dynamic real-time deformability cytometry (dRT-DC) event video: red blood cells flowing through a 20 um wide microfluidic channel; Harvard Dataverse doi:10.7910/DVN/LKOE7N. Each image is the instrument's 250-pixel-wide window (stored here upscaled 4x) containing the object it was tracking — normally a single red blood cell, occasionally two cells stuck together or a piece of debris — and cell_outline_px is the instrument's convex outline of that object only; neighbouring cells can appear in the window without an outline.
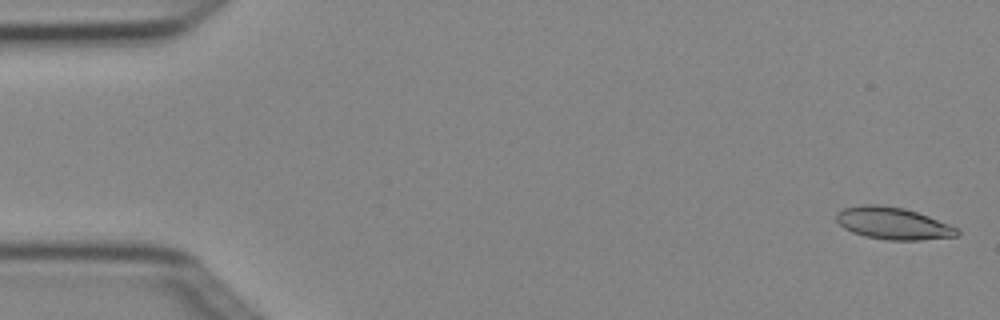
{"species": "Egyptian fruit bat (a non-hibernating species)", "species_latin": "Rousettus aegyptiacus", "temperature_condition": "cold", "stored_images_in_passage": 5, "segment_of_instrument_passage": [1, 2], "camera_frame_rate_fps": 3000, "um_per_image_px": 0.085, "animal": {"sex": "female"}, "frame": {"image": 1, "passage_image": 1, "time_ms": 0.0, "image_size_px": [1000, 320], "cell_outline_px": [[960, 232], [956, 236], [920, 240], [888, 240], [864, 236], [852, 232], [844, 228], [836, 220], [836, 216], [844, 208], [864, 204], [880, 204], [904, 208], [928, 216], [960, 228]], "centroid_in_image_um": [75.93, 18.99], "position_along_channel_um": 9.1, "area_um2": 22.54}}
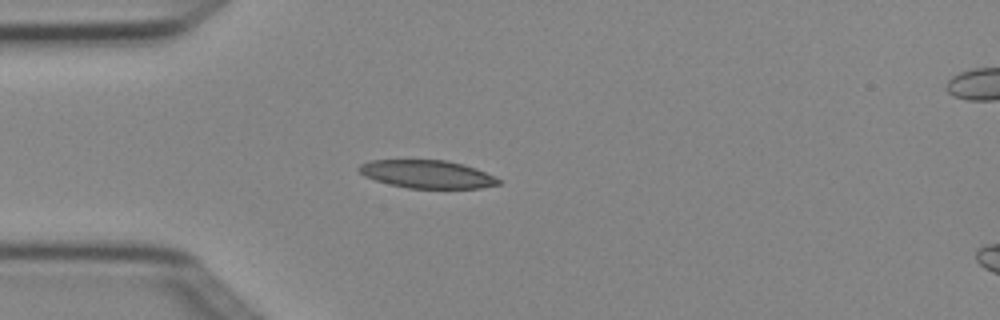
{"frame": {"image": 2, "passage_image": 4, "time_ms": 1.0, "image_size_px": [1000, 320], "cell_outline_px": [[500, 184], [480, 188], [408, 188], [388, 184], [364, 176], [356, 168], [360, 164], [372, 160], [448, 160], [464, 164], [476, 168], [500, 180]], "centroid_in_image_um": [36.28, 14.8], "position_along_channel_um": 48.7, "area_um2": 22.72}}